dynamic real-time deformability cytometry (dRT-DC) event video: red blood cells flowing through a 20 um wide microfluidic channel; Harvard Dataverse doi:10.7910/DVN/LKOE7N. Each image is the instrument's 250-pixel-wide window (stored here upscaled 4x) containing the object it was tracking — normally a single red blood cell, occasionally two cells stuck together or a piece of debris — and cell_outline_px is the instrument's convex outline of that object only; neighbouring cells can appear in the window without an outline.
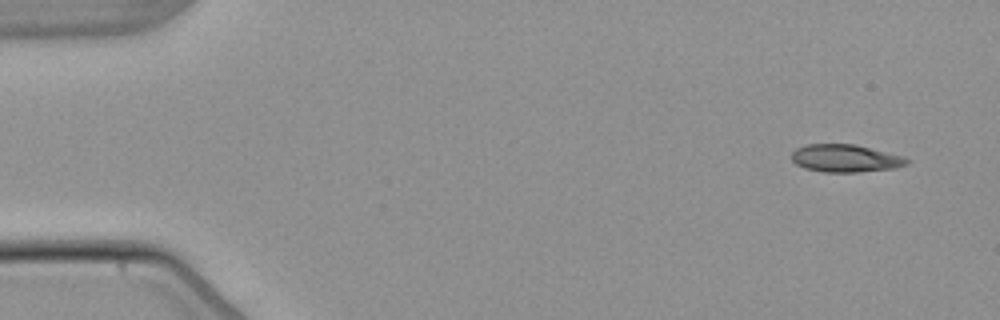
{"species": "common noctule bat (a hibernating species)", "species_latin": "Nyctalus noctula", "temperature_condition": "warm", "stored_images_in_passage": 4, "camera_frame_rate_fps": 3000, "um_per_image_px": 0.085, "animal": {"sex": "male", "body_mass_g": 21.5, "forearm_length_mm": 52.0}, "frame": {"image": 1, "passage_image": 1, "time_ms": 0.0, "image_size_px": [1000, 320], "cell_outline_px": [[912, 160], [908, 164], [896, 168], [860, 172], [824, 172], [804, 168], [796, 164], [792, 160], [792, 152], [796, 148], [808, 144], [856, 144], [904, 156]], "centroid_in_image_um": [71.9, 13.46], "position_along_channel_um": 13.1, "area_um2": 18.79}}
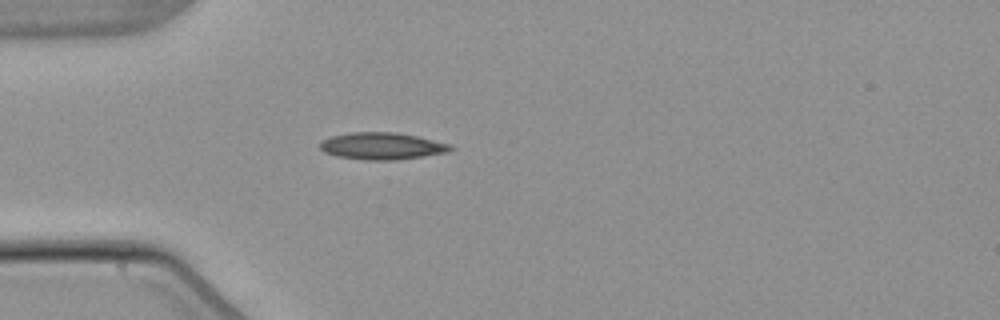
{"frame": {"image": 2, "passage_image": 4, "time_ms": 4.0, "image_size_px": [1000, 320], "cell_outline_px": [[456, 148], [448, 152], [396, 160], [368, 160], [336, 156], [324, 152], [320, 148], [320, 144], [324, 140], [332, 136], [352, 132], [396, 132], [416, 136], [452, 144]], "centroid_in_image_um": [32.51, 12.41], "position_along_channel_um": 52.5, "area_um2": 20.46}}